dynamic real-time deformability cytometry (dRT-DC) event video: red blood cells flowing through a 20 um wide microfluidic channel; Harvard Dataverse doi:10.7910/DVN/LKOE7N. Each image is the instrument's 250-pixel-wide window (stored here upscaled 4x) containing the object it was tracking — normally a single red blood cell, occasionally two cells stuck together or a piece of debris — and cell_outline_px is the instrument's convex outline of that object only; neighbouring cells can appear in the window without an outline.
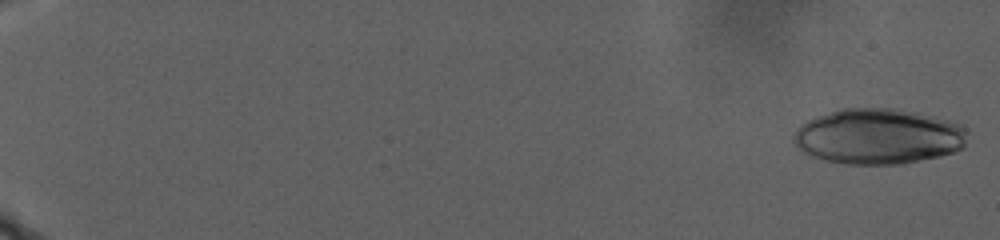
{"species": "human", "species_latin": "Homo sapiens", "temperature_condition": "warm", "stored_images_in_passage": 68, "camera_frame_rate_fps": 3000, "um_per_image_px": 0.085, "donor": {"sex": "male"}, "frame": {"image": 1, "passage_image": 2, "time_ms": 0.333, "image_size_px": [1000, 240], "cell_outline_px": [[964, 148], [956, 152], [940, 156], [904, 164], [848, 164], [828, 160], [812, 156], [800, 152], [792, 144], [792, 136], [800, 124], [816, 116], [840, 108], [892, 108], [916, 112], [948, 120], [960, 124], [964, 128]], "centroid_in_image_um": [74.6, 11.6], "position_along_channel_um": 10.4, "area_um2": 56.53}}
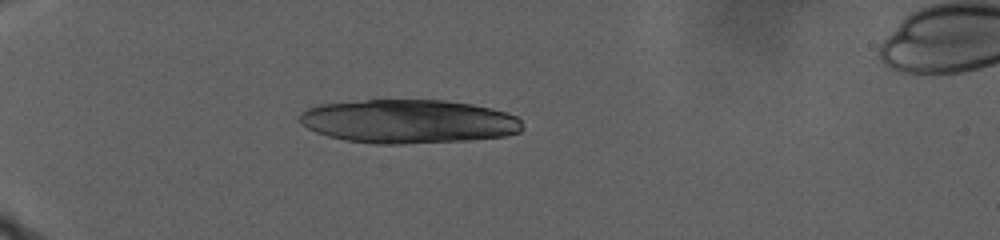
{"frame": {"image": 2, "passage_image": 34, "time_ms": 11.0, "image_size_px": [1000, 240], "cell_outline_px": [[524, 128], [520, 132], [504, 136], [468, 140], [400, 144], [376, 144], [344, 140], [328, 136], [316, 132], [308, 128], [300, 120], [300, 112], [308, 108], [320, 104], [364, 100], [444, 100], [472, 104], [492, 108], [516, 116], [520, 120]], "centroid_in_image_um": [34.73, 10.32], "position_along_channel_um": 50.3, "area_um2": 56.82}}